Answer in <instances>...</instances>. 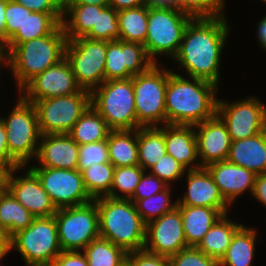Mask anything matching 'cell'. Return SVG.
<instances>
[{"label":"cell","mask_w":266,"mask_h":266,"mask_svg":"<svg viewBox=\"0 0 266 266\" xmlns=\"http://www.w3.org/2000/svg\"><path fill=\"white\" fill-rule=\"evenodd\" d=\"M228 0H173V7L193 18H212L225 14Z\"/></svg>","instance_id":"40"},{"label":"cell","mask_w":266,"mask_h":266,"mask_svg":"<svg viewBox=\"0 0 266 266\" xmlns=\"http://www.w3.org/2000/svg\"><path fill=\"white\" fill-rule=\"evenodd\" d=\"M232 141L253 137L266 130V104L257 95L234 101L218 98L217 113Z\"/></svg>","instance_id":"13"},{"label":"cell","mask_w":266,"mask_h":266,"mask_svg":"<svg viewBox=\"0 0 266 266\" xmlns=\"http://www.w3.org/2000/svg\"><path fill=\"white\" fill-rule=\"evenodd\" d=\"M180 210L184 236L188 247H197L204 235L223 216L215 208L177 205Z\"/></svg>","instance_id":"25"},{"label":"cell","mask_w":266,"mask_h":266,"mask_svg":"<svg viewBox=\"0 0 266 266\" xmlns=\"http://www.w3.org/2000/svg\"><path fill=\"white\" fill-rule=\"evenodd\" d=\"M227 160L255 174L266 173V130L250 138L232 141Z\"/></svg>","instance_id":"24"},{"label":"cell","mask_w":266,"mask_h":266,"mask_svg":"<svg viewBox=\"0 0 266 266\" xmlns=\"http://www.w3.org/2000/svg\"><path fill=\"white\" fill-rule=\"evenodd\" d=\"M168 185L157 176L145 171L136 186L134 194L129 198L134 204L139 199L149 198L150 196L163 191Z\"/></svg>","instance_id":"44"},{"label":"cell","mask_w":266,"mask_h":266,"mask_svg":"<svg viewBox=\"0 0 266 266\" xmlns=\"http://www.w3.org/2000/svg\"><path fill=\"white\" fill-rule=\"evenodd\" d=\"M5 117H0L7 134L9 154L21 165L32 163L38 152L41 132L36 108L20 94Z\"/></svg>","instance_id":"6"},{"label":"cell","mask_w":266,"mask_h":266,"mask_svg":"<svg viewBox=\"0 0 266 266\" xmlns=\"http://www.w3.org/2000/svg\"><path fill=\"white\" fill-rule=\"evenodd\" d=\"M91 105L112 131L137 129L133 77L104 81L91 92Z\"/></svg>","instance_id":"7"},{"label":"cell","mask_w":266,"mask_h":266,"mask_svg":"<svg viewBox=\"0 0 266 266\" xmlns=\"http://www.w3.org/2000/svg\"><path fill=\"white\" fill-rule=\"evenodd\" d=\"M9 173L10 169L6 165L0 163V185H7Z\"/></svg>","instance_id":"57"},{"label":"cell","mask_w":266,"mask_h":266,"mask_svg":"<svg viewBox=\"0 0 266 266\" xmlns=\"http://www.w3.org/2000/svg\"><path fill=\"white\" fill-rule=\"evenodd\" d=\"M7 189V185H0V194Z\"/></svg>","instance_id":"59"},{"label":"cell","mask_w":266,"mask_h":266,"mask_svg":"<svg viewBox=\"0 0 266 266\" xmlns=\"http://www.w3.org/2000/svg\"><path fill=\"white\" fill-rule=\"evenodd\" d=\"M5 11H6V0H0V39L7 45Z\"/></svg>","instance_id":"54"},{"label":"cell","mask_w":266,"mask_h":266,"mask_svg":"<svg viewBox=\"0 0 266 266\" xmlns=\"http://www.w3.org/2000/svg\"><path fill=\"white\" fill-rule=\"evenodd\" d=\"M251 198L266 208V173L256 174Z\"/></svg>","instance_id":"50"},{"label":"cell","mask_w":266,"mask_h":266,"mask_svg":"<svg viewBox=\"0 0 266 266\" xmlns=\"http://www.w3.org/2000/svg\"><path fill=\"white\" fill-rule=\"evenodd\" d=\"M107 41L86 37L68 39L65 59L81 89L92 92L105 81Z\"/></svg>","instance_id":"10"},{"label":"cell","mask_w":266,"mask_h":266,"mask_svg":"<svg viewBox=\"0 0 266 266\" xmlns=\"http://www.w3.org/2000/svg\"><path fill=\"white\" fill-rule=\"evenodd\" d=\"M154 64L142 74L133 76L137 129L166 125L165 91L169 67Z\"/></svg>","instance_id":"8"},{"label":"cell","mask_w":266,"mask_h":266,"mask_svg":"<svg viewBox=\"0 0 266 266\" xmlns=\"http://www.w3.org/2000/svg\"><path fill=\"white\" fill-rule=\"evenodd\" d=\"M119 35L117 11L111 6H97L96 28H92L84 37L108 42L119 40Z\"/></svg>","instance_id":"39"},{"label":"cell","mask_w":266,"mask_h":266,"mask_svg":"<svg viewBox=\"0 0 266 266\" xmlns=\"http://www.w3.org/2000/svg\"><path fill=\"white\" fill-rule=\"evenodd\" d=\"M187 247L177 207L146 224L145 251L169 258Z\"/></svg>","instance_id":"18"},{"label":"cell","mask_w":266,"mask_h":266,"mask_svg":"<svg viewBox=\"0 0 266 266\" xmlns=\"http://www.w3.org/2000/svg\"><path fill=\"white\" fill-rule=\"evenodd\" d=\"M97 5L64 4L63 21L67 39L84 37L92 28H96Z\"/></svg>","instance_id":"30"},{"label":"cell","mask_w":266,"mask_h":266,"mask_svg":"<svg viewBox=\"0 0 266 266\" xmlns=\"http://www.w3.org/2000/svg\"><path fill=\"white\" fill-rule=\"evenodd\" d=\"M83 252L89 266H126L128 253L101 237L90 242Z\"/></svg>","instance_id":"35"},{"label":"cell","mask_w":266,"mask_h":266,"mask_svg":"<svg viewBox=\"0 0 266 266\" xmlns=\"http://www.w3.org/2000/svg\"><path fill=\"white\" fill-rule=\"evenodd\" d=\"M5 19L8 45L9 39L24 25L26 20V7L10 0H6Z\"/></svg>","instance_id":"45"},{"label":"cell","mask_w":266,"mask_h":266,"mask_svg":"<svg viewBox=\"0 0 266 266\" xmlns=\"http://www.w3.org/2000/svg\"><path fill=\"white\" fill-rule=\"evenodd\" d=\"M0 163L6 165L10 170L21 165L9 154L7 134L3 122L0 120Z\"/></svg>","instance_id":"49"},{"label":"cell","mask_w":266,"mask_h":266,"mask_svg":"<svg viewBox=\"0 0 266 266\" xmlns=\"http://www.w3.org/2000/svg\"><path fill=\"white\" fill-rule=\"evenodd\" d=\"M154 64L143 44L120 39L107 42L105 81L131 78Z\"/></svg>","instance_id":"15"},{"label":"cell","mask_w":266,"mask_h":266,"mask_svg":"<svg viewBox=\"0 0 266 266\" xmlns=\"http://www.w3.org/2000/svg\"><path fill=\"white\" fill-rule=\"evenodd\" d=\"M256 228L243 224L236 231L226 253L219 261L220 266H252L256 258V244H262V236L260 238Z\"/></svg>","instance_id":"26"},{"label":"cell","mask_w":266,"mask_h":266,"mask_svg":"<svg viewBox=\"0 0 266 266\" xmlns=\"http://www.w3.org/2000/svg\"><path fill=\"white\" fill-rule=\"evenodd\" d=\"M62 24L51 34L32 39L20 45H7L8 74L19 92L36 75L65 58L67 43Z\"/></svg>","instance_id":"3"},{"label":"cell","mask_w":266,"mask_h":266,"mask_svg":"<svg viewBox=\"0 0 266 266\" xmlns=\"http://www.w3.org/2000/svg\"><path fill=\"white\" fill-rule=\"evenodd\" d=\"M63 21V14L33 12L26 8V20L22 28L9 39L8 45H20L26 41L51 34Z\"/></svg>","instance_id":"28"},{"label":"cell","mask_w":266,"mask_h":266,"mask_svg":"<svg viewBox=\"0 0 266 266\" xmlns=\"http://www.w3.org/2000/svg\"><path fill=\"white\" fill-rule=\"evenodd\" d=\"M111 131L106 121L91 105L74 124L68 135L78 145H83L106 140Z\"/></svg>","instance_id":"32"},{"label":"cell","mask_w":266,"mask_h":266,"mask_svg":"<svg viewBox=\"0 0 266 266\" xmlns=\"http://www.w3.org/2000/svg\"><path fill=\"white\" fill-rule=\"evenodd\" d=\"M265 15V16H264ZM262 18L258 19L257 26H256V37L257 41L256 43L259 44V46L264 50L263 52H266V14H264Z\"/></svg>","instance_id":"52"},{"label":"cell","mask_w":266,"mask_h":266,"mask_svg":"<svg viewBox=\"0 0 266 266\" xmlns=\"http://www.w3.org/2000/svg\"><path fill=\"white\" fill-rule=\"evenodd\" d=\"M115 167L110 163L96 164L82 172L84 186L95 199L106 196L110 190Z\"/></svg>","instance_id":"38"},{"label":"cell","mask_w":266,"mask_h":266,"mask_svg":"<svg viewBox=\"0 0 266 266\" xmlns=\"http://www.w3.org/2000/svg\"><path fill=\"white\" fill-rule=\"evenodd\" d=\"M170 266H220L219 261L207 256L197 247H187L169 257Z\"/></svg>","instance_id":"43"},{"label":"cell","mask_w":266,"mask_h":266,"mask_svg":"<svg viewBox=\"0 0 266 266\" xmlns=\"http://www.w3.org/2000/svg\"><path fill=\"white\" fill-rule=\"evenodd\" d=\"M8 69V49L7 45L0 39V72Z\"/></svg>","instance_id":"55"},{"label":"cell","mask_w":266,"mask_h":266,"mask_svg":"<svg viewBox=\"0 0 266 266\" xmlns=\"http://www.w3.org/2000/svg\"><path fill=\"white\" fill-rule=\"evenodd\" d=\"M119 20V39L127 42L145 44L148 27V3L117 11Z\"/></svg>","instance_id":"33"},{"label":"cell","mask_w":266,"mask_h":266,"mask_svg":"<svg viewBox=\"0 0 266 266\" xmlns=\"http://www.w3.org/2000/svg\"><path fill=\"white\" fill-rule=\"evenodd\" d=\"M225 15L193 18L189 22L179 51L171 61L182 71L175 73L203 79L221 87V62L232 31L231 22Z\"/></svg>","instance_id":"1"},{"label":"cell","mask_w":266,"mask_h":266,"mask_svg":"<svg viewBox=\"0 0 266 266\" xmlns=\"http://www.w3.org/2000/svg\"><path fill=\"white\" fill-rule=\"evenodd\" d=\"M28 168L38 177L57 210L84 205L94 200L84 186L82 173L77 169Z\"/></svg>","instance_id":"14"},{"label":"cell","mask_w":266,"mask_h":266,"mask_svg":"<svg viewBox=\"0 0 266 266\" xmlns=\"http://www.w3.org/2000/svg\"><path fill=\"white\" fill-rule=\"evenodd\" d=\"M192 19L191 15L174 7L148 4V27L144 46L155 64H163L165 59L171 63L179 51L186 26Z\"/></svg>","instance_id":"5"},{"label":"cell","mask_w":266,"mask_h":266,"mask_svg":"<svg viewBox=\"0 0 266 266\" xmlns=\"http://www.w3.org/2000/svg\"><path fill=\"white\" fill-rule=\"evenodd\" d=\"M17 251L25 266H51L62 251L55 217L34 218L11 237V251Z\"/></svg>","instance_id":"9"},{"label":"cell","mask_w":266,"mask_h":266,"mask_svg":"<svg viewBox=\"0 0 266 266\" xmlns=\"http://www.w3.org/2000/svg\"><path fill=\"white\" fill-rule=\"evenodd\" d=\"M137 145L139 165L148 171L167 153L164 141V125L137 129Z\"/></svg>","instance_id":"31"},{"label":"cell","mask_w":266,"mask_h":266,"mask_svg":"<svg viewBox=\"0 0 266 266\" xmlns=\"http://www.w3.org/2000/svg\"><path fill=\"white\" fill-rule=\"evenodd\" d=\"M41 134H68L91 106V92L81 89L72 95L35 101Z\"/></svg>","instance_id":"11"},{"label":"cell","mask_w":266,"mask_h":266,"mask_svg":"<svg viewBox=\"0 0 266 266\" xmlns=\"http://www.w3.org/2000/svg\"><path fill=\"white\" fill-rule=\"evenodd\" d=\"M229 217V213L219 218L204 235L197 248L207 256L218 261L226 253L233 235L243 225Z\"/></svg>","instance_id":"27"},{"label":"cell","mask_w":266,"mask_h":266,"mask_svg":"<svg viewBox=\"0 0 266 266\" xmlns=\"http://www.w3.org/2000/svg\"><path fill=\"white\" fill-rule=\"evenodd\" d=\"M144 172L140 165L115 167L111 190L106 196L113 199H129Z\"/></svg>","instance_id":"37"},{"label":"cell","mask_w":266,"mask_h":266,"mask_svg":"<svg viewBox=\"0 0 266 266\" xmlns=\"http://www.w3.org/2000/svg\"><path fill=\"white\" fill-rule=\"evenodd\" d=\"M194 128L201 167L227 160L232 140L225 123L217 114Z\"/></svg>","instance_id":"20"},{"label":"cell","mask_w":266,"mask_h":266,"mask_svg":"<svg viewBox=\"0 0 266 266\" xmlns=\"http://www.w3.org/2000/svg\"><path fill=\"white\" fill-rule=\"evenodd\" d=\"M81 90L71 66L64 58L31 79L18 93L28 102L72 95Z\"/></svg>","instance_id":"17"},{"label":"cell","mask_w":266,"mask_h":266,"mask_svg":"<svg viewBox=\"0 0 266 266\" xmlns=\"http://www.w3.org/2000/svg\"><path fill=\"white\" fill-rule=\"evenodd\" d=\"M186 171L187 169L182 164L167 153L148 170L150 174L157 176L165 184L172 187L177 181L181 182Z\"/></svg>","instance_id":"42"},{"label":"cell","mask_w":266,"mask_h":266,"mask_svg":"<svg viewBox=\"0 0 266 266\" xmlns=\"http://www.w3.org/2000/svg\"><path fill=\"white\" fill-rule=\"evenodd\" d=\"M99 234L127 253L144 249L146 224L130 199L95 198Z\"/></svg>","instance_id":"4"},{"label":"cell","mask_w":266,"mask_h":266,"mask_svg":"<svg viewBox=\"0 0 266 266\" xmlns=\"http://www.w3.org/2000/svg\"><path fill=\"white\" fill-rule=\"evenodd\" d=\"M64 4H93L97 6H109V0H65Z\"/></svg>","instance_id":"56"},{"label":"cell","mask_w":266,"mask_h":266,"mask_svg":"<svg viewBox=\"0 0 266 266\" xmlns=\"http://www.w3.org/2000/svg\"><path fill=\"white\" fill-rule=\"evenodd\" d=\"M79 145L68 134H42L34 163L27 167L77 169ZM32 164V165H31ZM37 164V165H36Z\"/></svg>","instance_id":"22"},{"label":"cell","mask_w":266,"mask_h":266,"mask_svg":"<svg viewBox=\"0 0 266 266\" xmlns=\"http://www.w3.org/2000/svg\"><path fill=\"white\" fill-rule=\"evenodd\" d=\"M51 266H89L83 251H61Z\"/></svg>","instance_id":"48"},{"label":"cell","mask_w":266,"mask_h":266,"mask_svg":"<svg viewBox=\"0 0 266 266\" xmlns=\"http://www.w3.org/2000/svg\"><path fill=\"white\" fill-rule=\"evenodd\" d=\"M107 144L109 161L114 167L139 165L137 129L111 131Z\"/></svg>","instance_id":"29"},{"label":"cell","mask_w":266,"mask_h":266,"mask_svg":"<svg viewBox=\"0 0 266 266\" xmlns=\"http://www.w3.org/2000/svg\"><path fill=\"white\" fill-rule=\"evenodd\" d=\"M78 152L77 170L81 173L96 164L110 162L107 139L79 145Z\"/></svg>","instance_id":"41"},{"label":"cell","mask_w":266,"mask_h":266,"mask_svg":"<svg viewBox=\"0 0 266 266\" xmlns=\"http://www.w3.org/2000/svg\"><path fill=\"white\" fill-rule=\"evenodd\" d=\"M126 266H170V263L168 257L142 249L127 254Z\"/></svg>","instance_id":"46"},{"label":"cell","mask_w":266,"mask_h":266,"mask_svg":"<svg viewBox=\"0 0 266 266\" xmlns=\"http://www.w3.org/2000/svg\"><path fill=\"white\" fill-rule=\"evenodd\" d=\"M35 217L6 189L0 194V227L12 237L26 229Z\"/></svg>","instance_id":"34"},{"label":"cell","mask_w":266,"mask_h":266,"mask_svg":"<svg viewBox=\"0 0 266 266\" xmlns=\"http://www.w3.org/2000/svg\"><path fill=\"white\" fill-rule=\"evenodd\" d=\"M11 252V237L0 227V258H6Z\"/></svg>","instance_id":"53"},{"label":"cell","mask_w":266,"mask_h":266,"mask_svg":"<svg viewBox=\"0 0 266 266\" xmlns=\"http://www.w3.org/2000/svg\"><path fill=\"white\" fill-rule=\"evenodd\" d=\"M149 5L154 6H171L173 7V0H146Z\"/></svg>","instance_id":"58"},{"label":"cell","mask_w":266,"mask_h":266,"mask_svg":"<svg viewBox=\"0 0 266 266\" xmlns=\"http://www.w3.org/2000/svg\"><path fill=\"white\" fill-rule=\"evenodd\" d=\"M147 4L146 0H109V6L116 11L123 9L135 8Z\"/></svg>","instance_id":"51"},{"label":"cell","mask_w":266,"mask_h":266,"mask_svg":"<svg viewBox=\"0 0 266 266\" xmlns=\"http://www.w3.org/2000/svg\"><path fill=\"white\" fill-rule=\"evenodd\" d=\"M172 70L169 69L165 91L166 124L195 126L214 117L221 88Z\"/></svg>","instance_id":"2"},{"label":"cell","mask_w":266,"mask_h":266,"mask_svg":"<svg viewBox=\"0 0 266 266\" xmlns=\"http://www.w3.org/2000/svg\"><path fill=\"white\" fill-rule=\"evenodd\" d=\"M216 183L220 194L231 206L244 195H252L256 174L228 160L215 162L205 167ZM247 192V193H246ZM246 193V194H245Z\"/></svg>","instance_id":"21"},{"label":"cell","mask_w":266,"mask_h":266,"mask_svg":"<svg viewBox=\"0 0 266 266\" xmlns=\"http://www.w3.org/2000/svg\"><path fill=\"white\" fill-rule=\"evenodd\" d=\"M62 251H83L99 234V212L94 201L59 209L54 214Z\"/></svg>","instance_id":"12"},{"label":"cell","mask_w":266,"mask_h":266,"mask_svg":"<svg viewBox=\"0 0 266 266\" xmlns=\"http://www.w3.org/2000/svg\"><path fill=\"white\" fill-rule=\"evenodd\" d=\"M164 141L167 154L173 156L187 170L202 168L198 157L194 126L166 124L164 125Z\"/></svg>","instance_id":"23"},{"label":"cell","mask_w":266,"mask_h":266,"mask_svg":"<svg viewBox=\"0 0 266 266\" xmlns=\"http://www.w3.org/2000/svg\"><path fill=\"white\" fill-rule=\"evenodd\" d=\"M174 189L172 186H167L163 191L149 198L139 199L135 203L137 212L145 224L160 218L163 214L171 212L177 207L178 199L172 197Z\"/></svg>","instance_id":"36"},{"label":"cell","mask_w":266,"mask_h":266,"mask_svg":"<svg viewBox=\"0 0 266 266\" xmlns=\"http://www.w3.org/2000/svg\"><path fill=\"white\" fill-rule=\"evenodd\" d=\"M258 1H261L263 4L266 5V0H258Z\"/></svg>","instance_id":"61"},{"label":"cell","mask_w":266,"mask_h":266,"mask_svg":"<svg viewBox=\"0 0 266 266\" xmlns=\"http://www.w3.org/2000/svg\"><path fill=\"white\" fill-rule=\"evenodd\" d=\"M3 260H4V258H0V266L2 265H5V264H3L2 262H3Z\"/></svg>","instance_id":"60"},{"label":"cell","mask_w":266,"mask_h":266,"mask_svg":"<svg viewBox=\"0 0 266 266\" xmlns=\"http://www.w3.org/2000/svg\"><path fill=\"white\" fill-rule=\"evenodd\" d=\"M7 190L35 218L51 217L57 212L38 177L27 166L10 170Z\"/></svg>","instance_id":"16"},{"label":"cell","mask_w":266,"mask_h":266,"mask_svg":"<svg viewBox=\"0 0 266 266\" xmlns=\"http://www.w3.org/2000/svg\"><path fill=\"white\" fill-rule=\"evenodd\" d=\"M181 181H185L186 189L177 197V205L215 208L223 215L231 212L232 207L224 200L205 167L187 170Z\"/></svg>","instance_id":"19"},{"label":"cell","mask_w":266,"mask_h":266,"mask_svg":"<svg viewBox=\"0 0 266 266\" xmlns=\"http://www.w3.org/2000/svg\"><path fill=\"white\" fill-rule=\"evenodd\" d=\"M25 6L33 12L63 14L64 3L61 0H10Z\"/></svg>","instance_id":"47"}]
</instances>
